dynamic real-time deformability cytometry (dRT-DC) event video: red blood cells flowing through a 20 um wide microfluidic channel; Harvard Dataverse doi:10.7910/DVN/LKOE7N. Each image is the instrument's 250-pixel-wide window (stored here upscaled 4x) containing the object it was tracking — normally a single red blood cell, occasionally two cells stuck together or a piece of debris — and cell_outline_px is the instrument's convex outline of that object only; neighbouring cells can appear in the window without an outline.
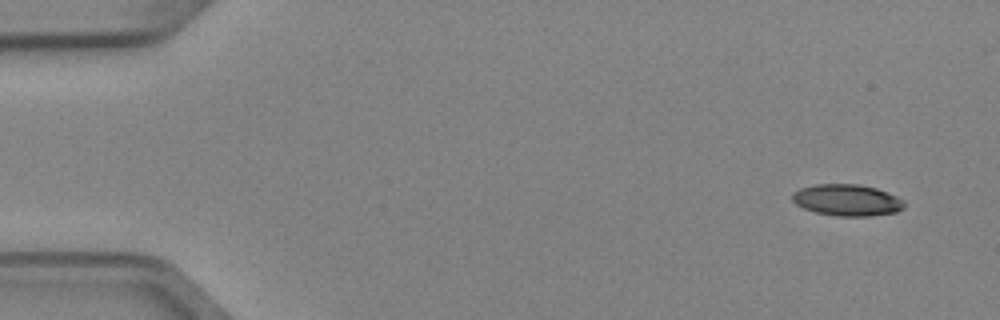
{"species": "Egyptian fruit bat (a non-hibernating species)", "species_latin": "Rousettus aegyptiacus", "temperature_condition": "cold", "stored_images_in_passage": 6, "camera_frame_rate_fps": 3000, "um_per_image_px": 0.085, "animal": {"sex": "female"}, "frame": {"image": 1, "passage_image": 1, "time_ms": 0.0, "image_size_px": [1000, 320], "cell_outline_px": [[904, 208], [896, 212], [872, 216], [836, 216], [816, 212], [804, 208], [796, 204], [792, 200], [792, 192], [800, 188], [816, 184], [860, 184], [876, 188], [896, 196], [904, 200]], "centroid_in_image_um": [72.0, 17.01], "position_along_channel_um": 13.0, "area_um2": 20.63}}
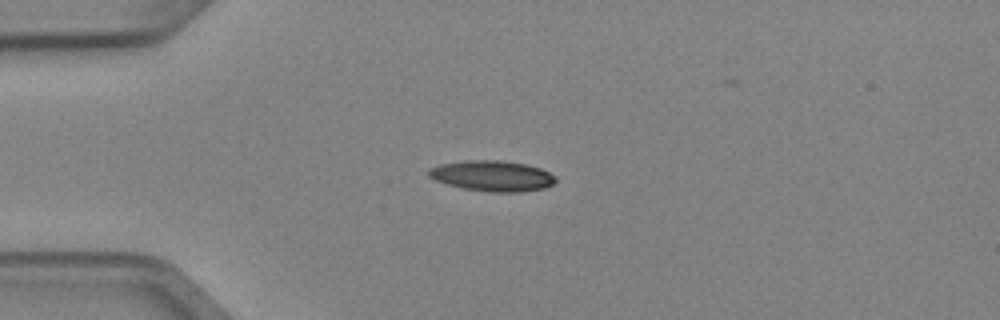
{"frame": {"image": 2, "passage_image": 4, "time_ms": 1.0, "image_size_px": [1000, 320], "cell_outline_px": [[556, 180], [552, 184], [544, 188], [520, 192], [488, 192], [464, 188], [448, 184], [436, 180], [428, 176], [428, 168], [440, 164], [464, 160], [500, 160], [528, 164], [540, 168], [556, 176]], "centroid_in_image_um": [41.84, 14.94], "position_along_channel_um": 43.2, "area_um2": 22.72}}
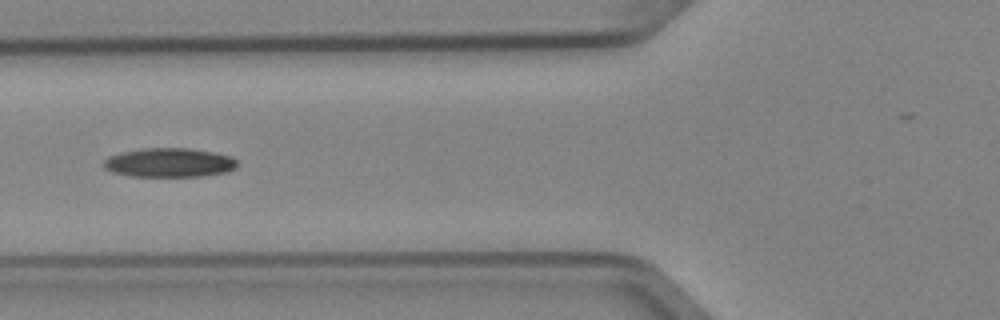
{"frame": {"image": 3, "passage_image": 6, "time_ms": 1.667, "image_size_px": [1000, 320], "cell_outline_px": [[236, 164], [232, 168], [224, 172], [200, 176], [132, 176], [112, 172], [104, 168], [104, 160], [108, 156], [120, 152], [144, 148], [192, 148], [232, 156], [236, 160]], "centroid_in_image_um": [14.33, 13.81], "position_along_channel_um": 111.5, "area_um2": 22.48}}